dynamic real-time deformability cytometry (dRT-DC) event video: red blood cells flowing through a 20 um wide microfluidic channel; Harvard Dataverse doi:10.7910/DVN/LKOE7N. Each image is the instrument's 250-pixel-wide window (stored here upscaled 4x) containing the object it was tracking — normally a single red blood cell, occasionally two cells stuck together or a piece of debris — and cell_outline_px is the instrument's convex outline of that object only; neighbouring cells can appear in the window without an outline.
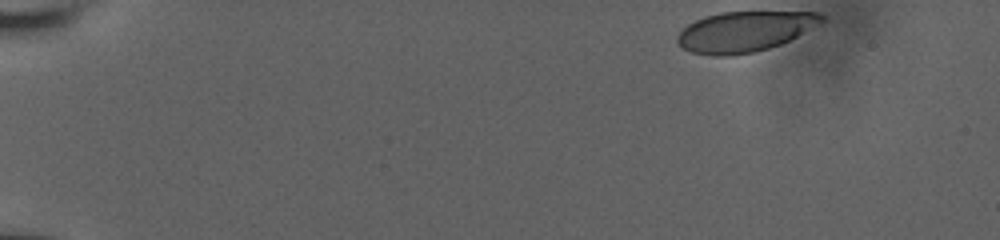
{"species": "human", "species_latin": "Homo sapiens", "temperature_condition": "room temperature", "stored_images_in_passage": 44, "camera_frame_rate_fps": 3000, "um_per_image_px": 0.085, "donor": {"sex": "male"}, "frame": {"image": 1, "passage_image": 1, "time_ms": 0.0, "image_size_px": [1000, 240], "cell_outline_px": [[824, 20], [796, 36], [780, 44], [768, 48], [752, 52], [732, 56], [712, 56], [692, 52], [676, 44], [676, 36], [688, 24], [704, 16], [720, 12], [820, 12], [824, 16]], "centroid_in_image_um": [63.23, 2.68], "position_along_channel_um": 21.8, "area_um2": 33.7}}
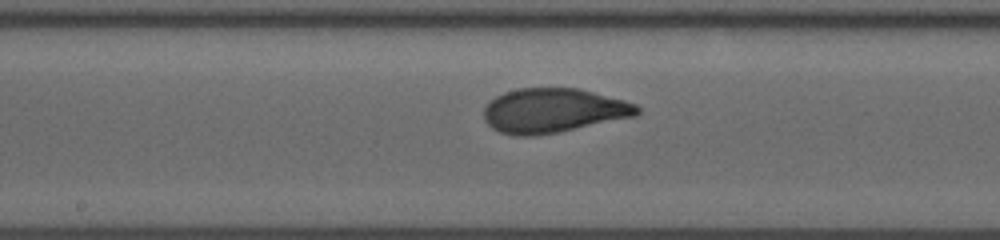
{"frame": {"image": 2, "passage_image": 26, "time_ms": 8.333, "image_size_px": [1000, 240], "cell_outline_px": [[640, 112], [636, 116], [556, 132], [532, 136], [516, 136], [500, 132], [492, 128], [484, 120], [484, 108], [496, 96], [504, 92], [520, 88], [580, 88], [624, 100], [636, 104], [640, 108]], "centroid_in_image_um": [47.03, 9.39], "position_along_channel_um": 201.2, "area_um2": 39.48}}
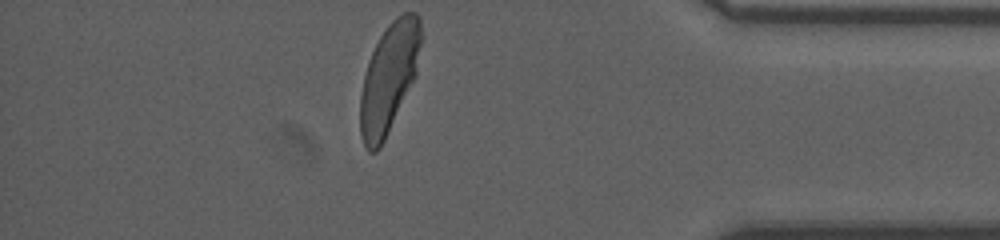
{"frame": {"image": 3, "passage_image": 44, "time_ms": 14.333, "image_size_px": [1000, 240], "cell_outline_px": [[424, 36], [416, 76], [380, 148], [376, 152], [368, 152], [364, 148], [360, 136], [360, 96], [364, 76], [368, 60], [380, 36], [388, 24], [396, 16], [404, 12], [416, 12], [420, 16]], "centroid_in_image_um": [33.09, 6.58], "position_along_channel_um": 402.1, "area_um2": 39.42}, "authors_computed_cell_mechanics": {"area_um2": 38.8705, "velocity_mm_per_s": 3.8151, "shape_relaxation_time_tau1_ms": 3.0324, "shape_relaxation_time_tau2_ms": null, "deformation_change_tau1": 0.1549, "deformation_change_tau2": null}}